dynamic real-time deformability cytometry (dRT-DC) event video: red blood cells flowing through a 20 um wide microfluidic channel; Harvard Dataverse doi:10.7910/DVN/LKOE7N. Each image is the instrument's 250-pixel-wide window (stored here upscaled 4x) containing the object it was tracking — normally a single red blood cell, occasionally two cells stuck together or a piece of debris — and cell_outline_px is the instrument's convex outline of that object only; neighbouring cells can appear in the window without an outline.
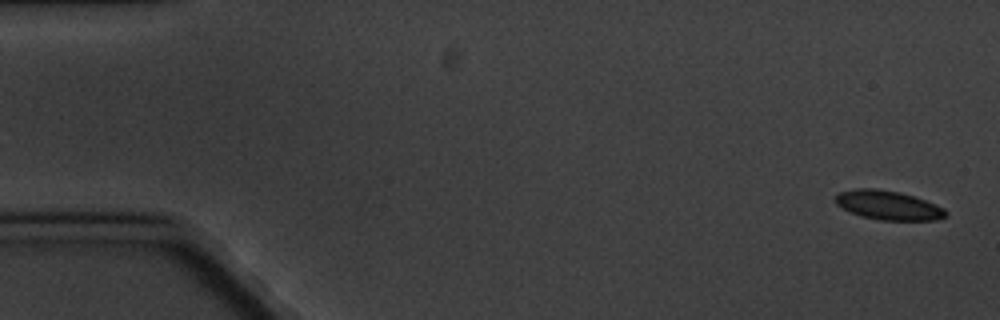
{"species": "common noctule bat (a hibernating species)", "species_latin": "Nyctalus noctula", "temperature_condition": "cold", "stored_images_in_passage": 8, "camera_frame_rate_fps": 3000, "um_per_image_px": 0.085, "animal": {"sex": "male", "body_mass_g": 20.1, "forearm_length_mm": 53.5}, "frame": {"image": 1, "passage_image": 1, "time_ms": 0.0, "image_size_px": [1000, 320], "cell_outline_px": [[948, 216], [936, 220], [880, 220], [860, 216], [836, 204], [836, 196], [840, 192], [856, 188], [876, 188], [900, 192], [936, 204], [944, 208], [948, 212]], "centroid_in_image_um": [75.54, 17.45], "position_along_channel_um": 9.5, "area_um2": 18.67}}
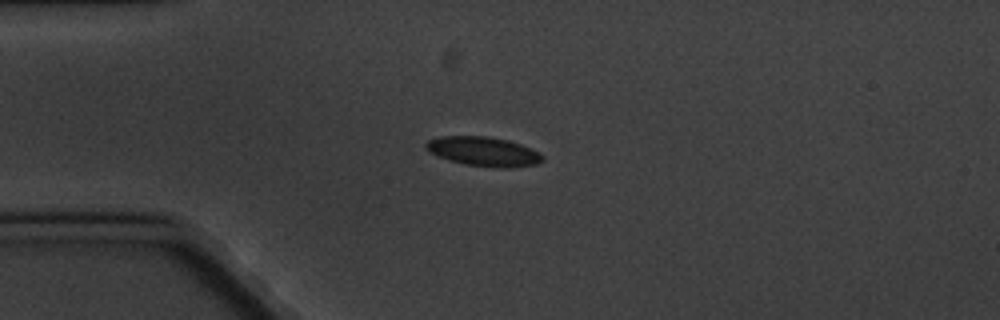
{"frame": {"image": 2, "passage_image": 4, "time_ms": 4.333, "image_size_px": [1000, 320], "cell_outline_px": [[544, 160], [536, 164], [512, 168], [500, 168], [468, 164], [452, 160], [428, 152], [424, 148], [424, 144], [428, 140], [440, 136], [488, 136], [508, 140], [520, 144], [540, 152], [544, 156]], "centroid_in_image_um": [41.12, 12.86], "position_along_channel_um": 43.9, "area_um2": 19.88}}